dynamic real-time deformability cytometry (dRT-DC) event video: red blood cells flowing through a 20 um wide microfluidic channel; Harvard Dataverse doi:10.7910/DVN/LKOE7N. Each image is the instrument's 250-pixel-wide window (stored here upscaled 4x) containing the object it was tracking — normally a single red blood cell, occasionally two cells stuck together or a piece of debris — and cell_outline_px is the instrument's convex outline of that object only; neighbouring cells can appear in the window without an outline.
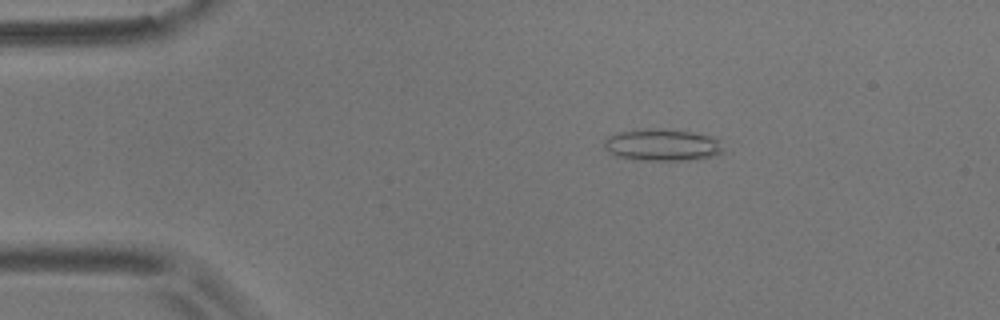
{"species": "common noctule bat (a hibernating species)", "species_latin": "Nyctalus noctula", "temperature_condition": "room temperature", "stored_images_in_passage": 50, "camera_frame_rate_fps": 3000, "um_per_image_px": 0.085, "animal": {"sex": "male", "body_mass_g": 17.9}, "frame": {"image": 1, "passage_image": 4, "time_ms": 1.0, "image_size_px": [1000, 320], "cell_outline_px": [[724, 152], [712, 156], [696, 160], [632, 160], [616, 156], [608, 152], [604, 148], [604, 140], [608, 136], [620, 132], [652, 128], [660, 128], [692, 132], [708, 136], [720, 140]], "centroid_in_image_um": [56.28, 12.33], "position_along_channel_um": 28.7, "area_um2": 22.31}}
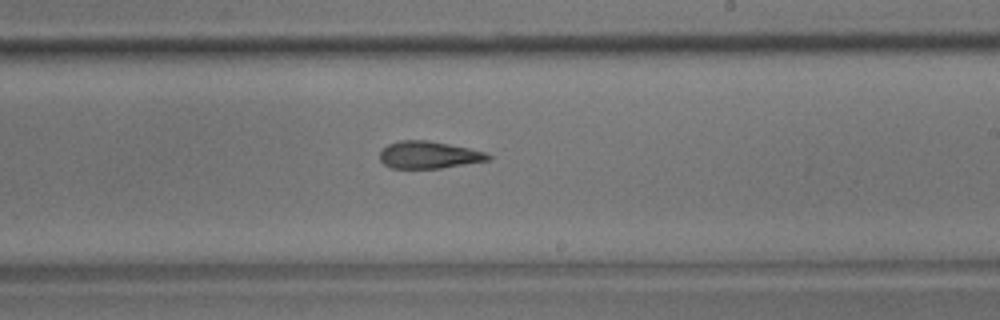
{"frame": {"image": 2, "passage_image": 27, "time_ms": 8.667, "image_size_px": [1000, 320], "cell_outline_px": [[492, 160], [440, 168], [388, 168], [380, 160], [380, 152], [388, 144], [400, 140], [428, 140], [468, 148], [484, 152], [492, 156]], "centroid_in_image_um": [36.44, 13.17], "position_along_channel_um": 252.6, "area_um2": 17.17}}
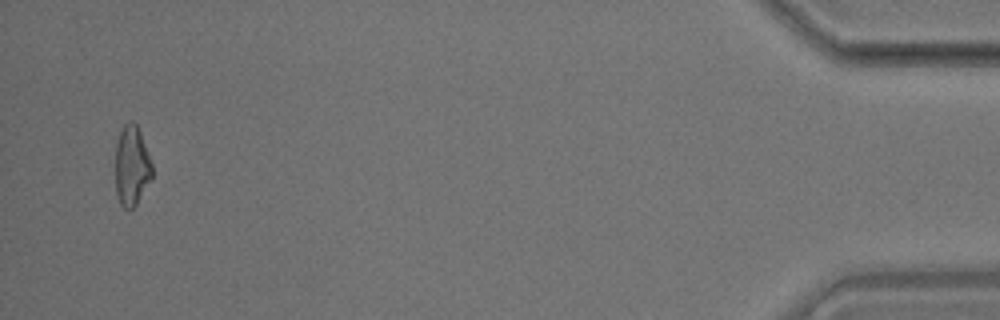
{"frame": {"image": 3, "passage_image": 48, "time_ms": 15.667, "image_size_px": [1000, 320], "cell_outline_px": [[152, 180], [136, 204], [132, 208], [124, 208], [120, 204], [116, 192], [116, 144], [120, 132], [124, 124], [128, 120], [132, 120], [136, 124], [140, 132], [152, 164]], "centroid_in_image_um": [11.2, 14.09], "position_along_channel_um": 424.0, "area_um2": 17.11}, "authors_computed_cell_mechanics": {"area_um2": 17.8602, "velocity_mm_per_s": 3.6306, "shape_relaxation_time_tau1_ms": null, "shape_relaxation_time_tau2_ms": 5.9228, "deformation_change_tau1": null, "deformation_change_tau2": 0.1555}}